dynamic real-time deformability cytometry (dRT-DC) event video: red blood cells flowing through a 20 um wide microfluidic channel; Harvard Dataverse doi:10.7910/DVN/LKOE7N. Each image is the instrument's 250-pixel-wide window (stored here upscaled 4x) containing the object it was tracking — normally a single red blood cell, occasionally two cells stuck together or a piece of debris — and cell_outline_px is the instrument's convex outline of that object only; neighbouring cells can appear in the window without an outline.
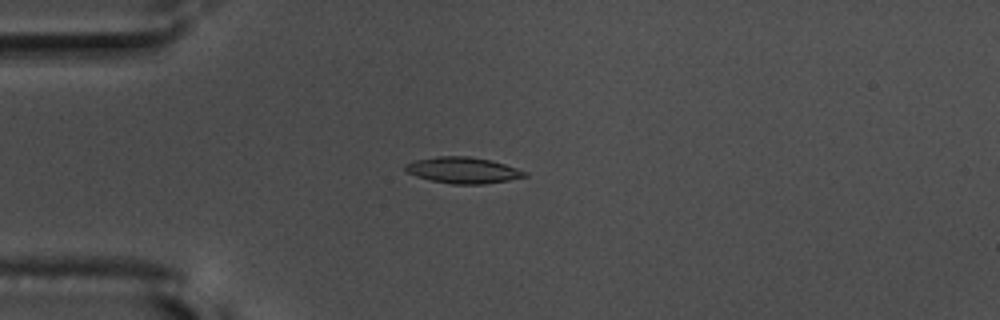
{"species": "common noctule bat (a hibernating species)", "species_latin": "Nyctalus noctula", "temperature_condition": "warm", "stored_images_in_passage": 42, "camera_frame_rate_fps": 3000, "um_per_image_px": 0.085, "animal": {"sex": "male", "body_mass_g": 17.5, "forearm_length_mm": 52.3}, "frame": {"image": 1, "passage_image": 1, "time_ms": 0.0, "image_size_px": [1000, 320], "cell_outline_px": [[528, 176], [508, 180], [484, 184], [452, 184], [432, 180], [416, 176], [408, 172], [404, 168], [404, 164], [416, 160], [436, 156], [468, 156], [492, 160], [528, 172]], "centroid_in_image_um": [39.36, 14.46], "position_along_channel_um": 45.6, "area_um2": 18.15}}
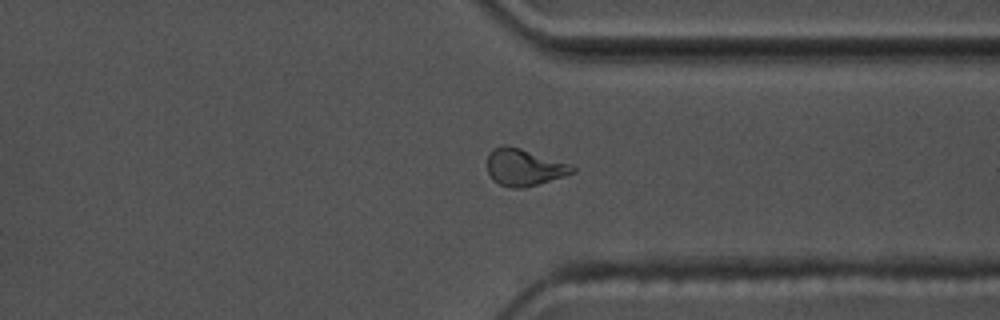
{"frame": {"image": 2, "passage_image": 29, "time_ms": 9.333, "image_size_px": [1000, 320], "cell_outline_px": [[576, 172], [564, 176], [524, 188], [512, 188], [500, 184], [492, 180], [488, 172], [488, 156], [492, 148], [504, 144], [520, 148], [572, 164], [576, 168]], "centroid_in_image_um": [44.56, 14.21], "position_along_channel_um": 366.8, "area_um2": 18.38}}
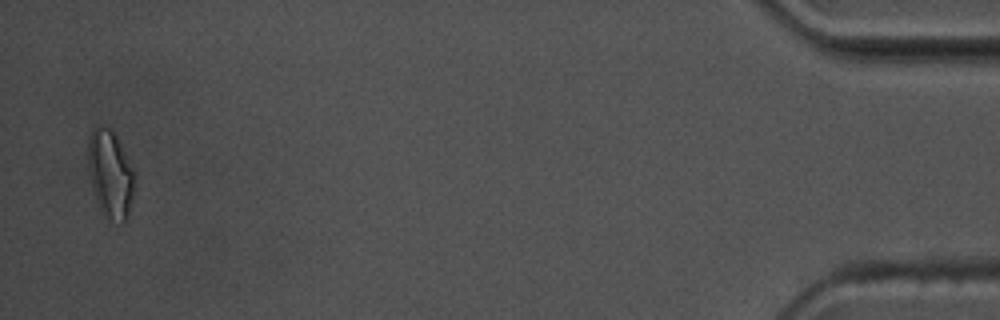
{"frame": {"image": 3, "passage_image": 41, "time_ms": 13.333, "image_size_px": [1000, 320], "cell_outline_px": [[132, 196], [128, 220], [124, 224], [120, 224], [104, 216], [100, 212], [92, 184], [88, 164], [88, 136], [92, 128], [96, 124], [112, 128], [132, 168]], "centroid_in_image_um": [9.35, 14.79], "position_along_channel_um": 425.9, "area_um2": 23.58}, "authors_computed_cell_mechanics": {"area_um2": 17.5423, "velocity_mm_per_s": 3.6519, "shape_relaxation_time_tau1_ms": 6.7101, "shape_relaxation_time_tau2_ms": 3.8963, "deformation_change_tau1": 0.1938, "deformation_change_tau2": 0.0749}}